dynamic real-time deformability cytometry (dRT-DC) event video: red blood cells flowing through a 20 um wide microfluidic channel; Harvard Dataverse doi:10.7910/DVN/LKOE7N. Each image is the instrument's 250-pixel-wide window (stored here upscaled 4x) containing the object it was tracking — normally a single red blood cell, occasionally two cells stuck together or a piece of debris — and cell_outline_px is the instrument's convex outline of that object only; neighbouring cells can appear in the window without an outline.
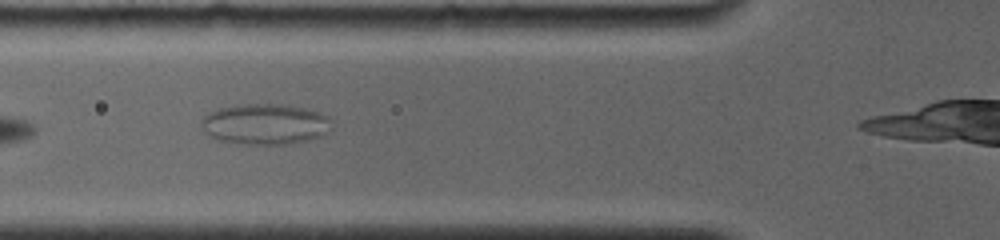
{"species": "common noctule bat (a hibernating species)", "species_latin": "Nyctalus noctula", "temperature_condition": "room temperature", "stored_images_in_passage": 4, "camera_frame_rate_fps": 4000, "um_per_image_px": 0.085, "animal": {"sex": "female", "body_mass_g": 19.0, "forearm_length_mm": 56.7}, "frame": {"image": 1, "passage_image": 2, "time_ms": 0.75, "image_size_px": [1000, 240], "cell_outline_px": [[332, 120], [324, 132], [320, 136], [308, 140], [288, 144], [240, 144], [216, 140], [208, 136], [200, 128], [200, 120], [208, 112], [220, 108], [244, 104], [284, 104], [304, 108], [320, 112], [328, 116]], "centroid_in_image_um": [22.45, 10.55], "position_along_channel_um": 103.3, "area_um2": 31.1}}
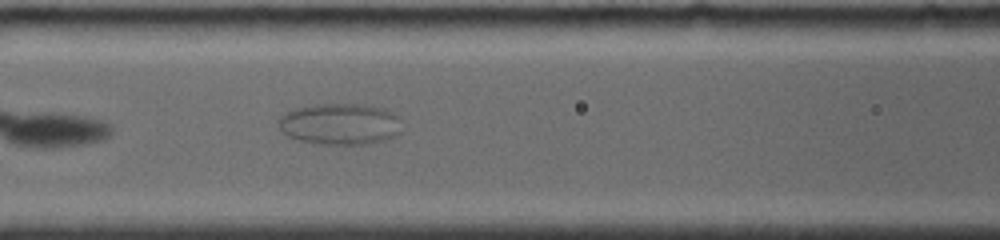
{"frame": {"image": 2, "passage_image": 4, "time_ms": 1.75, "image_size_px": [1000, 240], "cell_outline_px": [[400, 132], [392, 136], [368, 144], [320, 144], [300, 140], [288, 136], [280, 128], [276, 120], [284, 112], [296, 108], [312, 104], [356, 104], [384, 108], [400, 116]], "centroid_in_image_um": [28.87, 10.52], "position_along_channel_um": 137.7, "area_um2": 29.71}}